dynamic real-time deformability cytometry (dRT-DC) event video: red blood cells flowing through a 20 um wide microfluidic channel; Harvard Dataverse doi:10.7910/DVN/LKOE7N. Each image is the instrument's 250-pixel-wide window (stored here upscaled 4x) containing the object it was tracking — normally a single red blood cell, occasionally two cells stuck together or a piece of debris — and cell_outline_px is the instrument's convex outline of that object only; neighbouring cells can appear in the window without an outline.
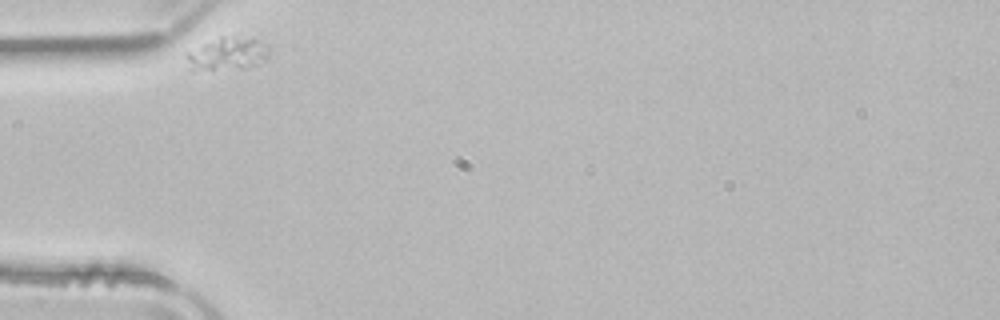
{"species": "common noctule bat (a hibernating species)", "species_latin": "Nyctalus noctula", "temperature_condition": "room temperature", "stored_images_in_passage": 33, "camera_frame_rate_fps": 3000, "um_per_image_px": 0.085, "animal": {"sex": "male", "body_mass_g": 21.5, "forearm_length_mm": 52.0}, "frame": {"image": 1, "passage_image": 1, "time_ms": 0.0, "image_size_px": [1000, 320], "cell_outline_px": [[268, 56], [264, 60], [248, 68], [192, 72], [188, 68], [184, 52], [220, 36], [252, 36], [268, 44]], "centroid_in_image_um": [19.28, 4.58], "position_along_channel_um": 65.7, "area_um2": 16.76}}
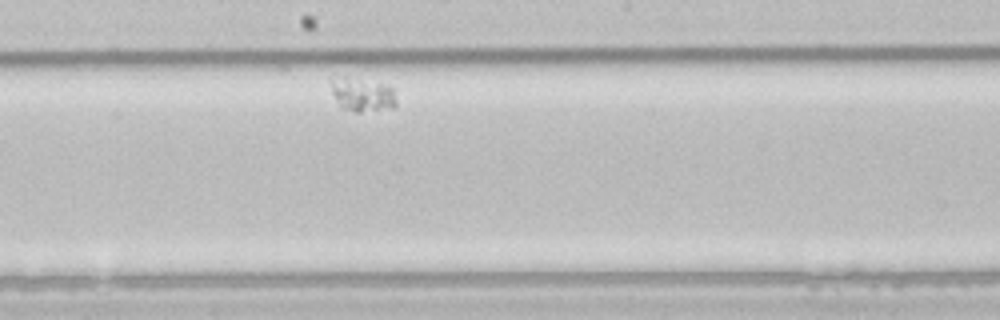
{"frame": {"image": 2, "passage_image": 17, "time_ms": 5.333, "image_size_px": [1000, 320], "cell_outline_px": [[396, 104], [392, 108], [360, 112], [356, 112], [340, 108], [332, 92], [328, 80], [344, 76], [380, 84], [396, 88]], "centroid_in_image_um": [30.78, 8.05], "position_along_channel_um": 217.4, "area_um2": 12.95}}
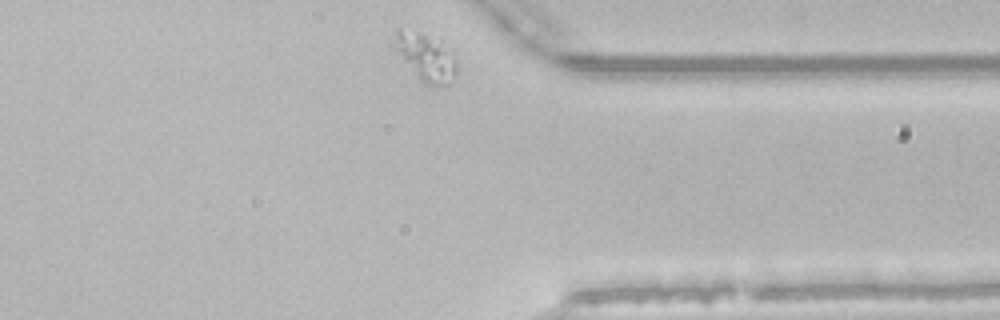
{"frame": {"image": 3, "passage_image": 33, "time_ms": 10.667, "image_size_px": [1000, 320], "cell_outline_px": [[456, 76], [448, 84], [436, 88], [420, 80], [388, 44], [396, 32], [400, 28], [416, 32], [440, 40], [452, 52], [456, 60]], "centroid_in_image_um": [36.14, 4.85], "position_along_channel_um": 375.3, "area_um2": 17.74}}